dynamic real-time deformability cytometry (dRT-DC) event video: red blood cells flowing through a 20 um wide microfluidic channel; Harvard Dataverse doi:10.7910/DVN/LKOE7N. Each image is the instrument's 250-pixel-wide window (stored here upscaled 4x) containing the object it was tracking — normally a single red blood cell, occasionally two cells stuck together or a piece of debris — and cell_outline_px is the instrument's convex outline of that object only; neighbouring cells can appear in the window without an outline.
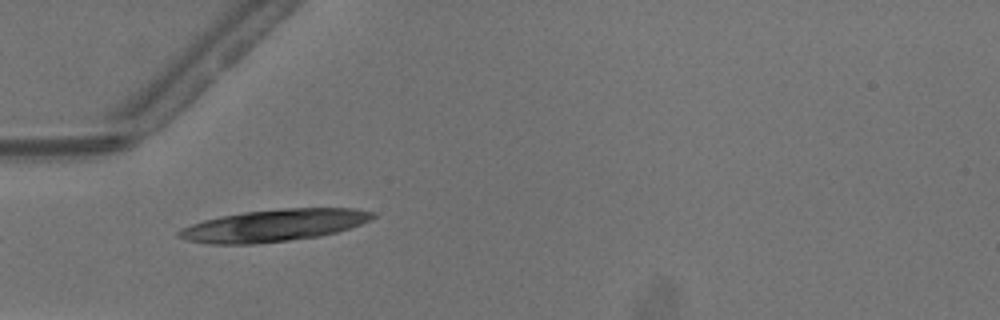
{"species": "common noctule bat (a hibernating species)", "species_latin": "Nyctalus noctula", "temperature_condition": "warm", "stored_images_in_passage": 17, "camera_frame_rate_fps": 3000, "um_per_image_px": 0.085, "animal": {"sex": "male", "body_mass_g": 13.3}, "frame": {"image": 1, "passage_image": 1, "time_ms": 0.0, "image_size_px": [1000, 320], "cell_outline_px": [[376, 216], [372, 220], [336, 232], [320, 236], [256, 244], [204, 244], [184, 240], [176, 236], [176, 232], [192, 224], [204, 220], [220, 216], [244, 212], [280, 208], [356, 208], [376, 212]], "centroid_in_image_um": [23.28, 19.16], "position_along_channel_um": 61.7, "area_um2": 36.41}}